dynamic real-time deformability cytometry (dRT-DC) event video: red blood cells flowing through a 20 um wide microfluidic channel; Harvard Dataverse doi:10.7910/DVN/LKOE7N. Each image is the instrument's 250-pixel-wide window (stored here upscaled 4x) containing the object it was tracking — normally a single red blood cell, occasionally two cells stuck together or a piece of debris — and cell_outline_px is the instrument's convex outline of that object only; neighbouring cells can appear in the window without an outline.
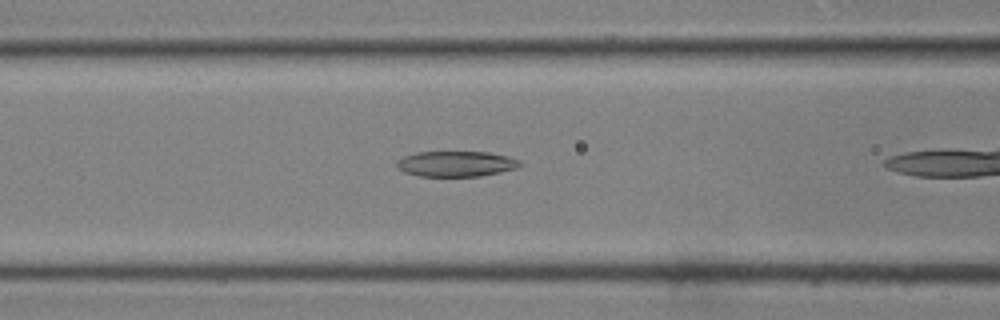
{"species": "common noctule bat (a hibernating species)", "species_latin": "Nyctalus noctula", "temperature_condition": "room temperature", "stored_images_in_passage": 22, "camera_frame_rate_fps": 3000, "um_per_image_px": 0.085, "animal": {"sex": "male", "body_mass_g": 19.0, "forearm_length_mm": 50.8}, "frame": {"image": 1, "passage_image": 6, "time_ms": 1.667, "image_size_px": [1000, 320], "cell_outline_px": [[524, 164], [516, 168], [500, 172], [480, 176], [420, 176], [404, 172], [396, 164], [396, 160], [404, 156], [416, 152], [488, 152], [508, 156], [520, 160]], "centroid_in_image_um": [38.79, 13.92], "position_along_channel_um": 127.8, "area_um2": 18.32}}
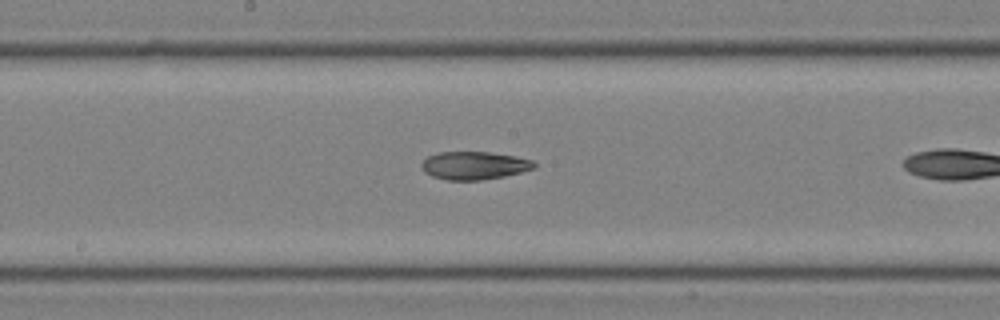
{"frame": {"image": 2, "passage_image": 11, "time_ms": 3.333, "image_size_px": [1000, 320], "cell_outline_px": [[536, 168], [504, 176], [480, 180], [448, 180], [432, 176], [424, 172], [420, 164], [428, 156], [440, 152], [488, 152], [516, 156], [532, 160], [536, 164]], "centroid_in_image_um": [40.31, 14.06], "position_along_channel_um": 207.9, "area_um2": 18.32}}
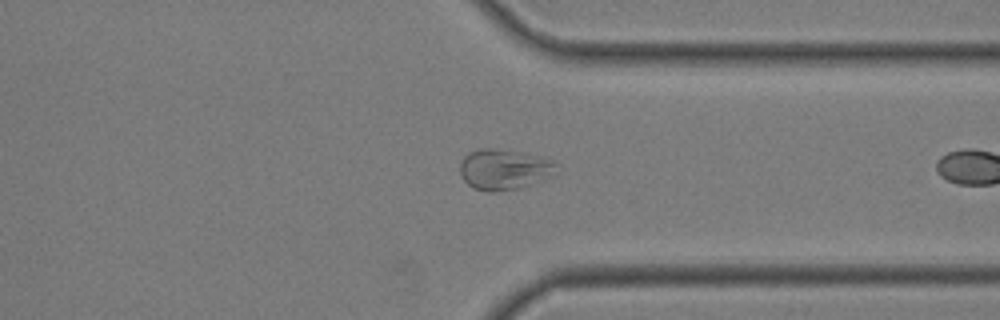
{"frame": {"image": 3, "passage_image": 21, "time_ms": 6.667, "image_size_px": [1000, 320], "cell_outline_px": [[556, 164], [548, 176], [520, 188], [492, 192], [488, 192], [472, 188], [464, 180], [460, 172], [460, 164], [464, 156], [468, 152], [480, 148], [492, 148], [544, 156], [552, 160]], "centroid_in_image_um": [42.77, 14.38], "position_along_channel_um": 368.6, "area_um2": 22.48}}